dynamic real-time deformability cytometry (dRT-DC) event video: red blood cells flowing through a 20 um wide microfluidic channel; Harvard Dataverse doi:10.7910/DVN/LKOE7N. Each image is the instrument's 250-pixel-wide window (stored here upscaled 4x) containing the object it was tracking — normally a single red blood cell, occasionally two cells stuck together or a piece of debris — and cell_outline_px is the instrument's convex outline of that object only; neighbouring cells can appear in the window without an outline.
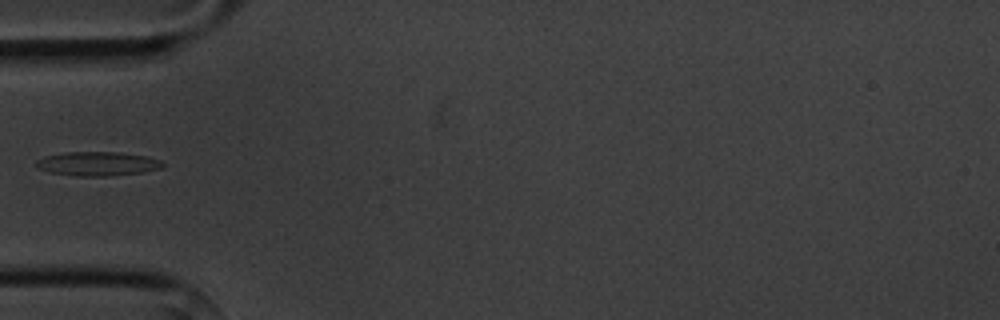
{"species": "common noctule bat (a hibernating species)", "species_latin": "Nyctalus noctula", "temperature_condition": "cold", "stored_images_in_passage": 5, "camera_frame_rate_fps": 3000, "um_per_image_px": 0.085, "animal": {"sex": "male", "body_mass_g": 20.1, "forearm_length_mm": 53.5}, "frame": {"image": 1, "passage_image": 5, "time_ms": 5.0, "image_size_px": [1000, 320], "cell_outline_px": [[164, 168], [140, 172], [108, 176], [76, 176], [48, 172], [36, 168], [36, 160], [44, 156], [68, 152], [120, 152], [148, 156], [160, 160], [164, 164]], "centroid_in_image_um": [8.28, 13.91], "position_along_channel_um": 76.7, "area_um2": 17.86}}